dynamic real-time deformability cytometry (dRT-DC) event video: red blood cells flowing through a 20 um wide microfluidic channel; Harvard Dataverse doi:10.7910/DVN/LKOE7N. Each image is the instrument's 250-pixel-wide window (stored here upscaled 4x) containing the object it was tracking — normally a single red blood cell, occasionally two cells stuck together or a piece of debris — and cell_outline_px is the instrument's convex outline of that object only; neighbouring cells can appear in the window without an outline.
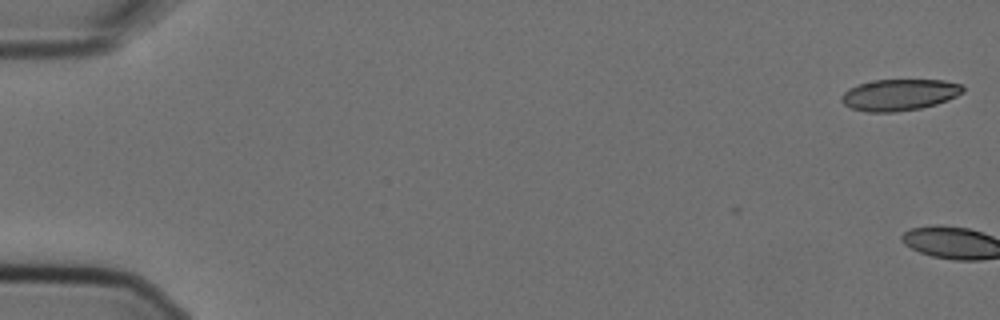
{"species": "Egyptian fruit bat (a non-hibernating species)", "species_latin": "Rousettus aegyptiacus", "temperature_condition": "cold", "stored_images_in_passage": 2, "camera_frame_rate_fps": 3000, "um_per_image_px": 0.085, "animal": {"sex": "female"}, "frame": {"image": 1, "passage_image": 2, "time_ms": 0.333, "image_size_px": [1000, 320], "cell_outline_px": [[964, 92], [948, 100], [936, 104], [920, 108], [896, 112], [868, 112], [852, 108], [844, 104], [840, 100], [840, 96], [848, 88], [872, 80], [944, 80], [964, 84]], "centroid_in_image_um": [76.46, 8.05], "position_along_channel_um": 8.5, "area_um2": 22.37}}